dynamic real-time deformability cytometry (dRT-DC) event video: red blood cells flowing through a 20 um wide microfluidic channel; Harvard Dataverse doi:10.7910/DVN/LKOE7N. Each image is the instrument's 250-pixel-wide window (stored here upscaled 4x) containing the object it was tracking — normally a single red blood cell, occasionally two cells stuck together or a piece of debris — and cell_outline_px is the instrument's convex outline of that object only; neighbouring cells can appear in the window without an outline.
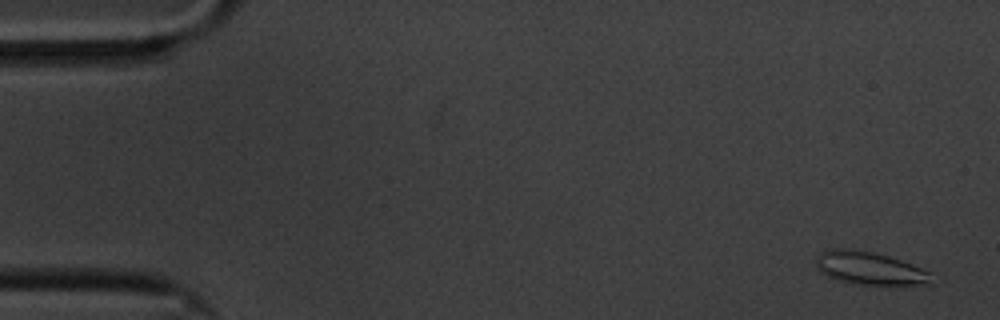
{"species": "common noctule bat (a hibernating species)", "species_latin": "Nyctalus noctula", "temperature_condition": "cold", "stored_images_in_passage": 17, "camera_frame_rate_fps": 3000, "um_per_image_px": 0.085, "animal": {"sex": "male", "body_mass_g": 20.1, "forearm_length_mm": 53.5}, "frame": {"image": 1, "passage_image": 1, "time_ms": 0.0, "image_size_px": [1000, 320], "cell_outline_px": [[932, 284], [860, 284], [840, 280], [828, 276], [816, 268], [816, 256], [820, 252], [836, 248], [848, 248], [872, 252], [888, 256], [900, 260], [932, 272]], "centroid_in_image_um": [73.92, 22.79], "position_along_channel_um": 11.1, "area_um2": 21.85}}
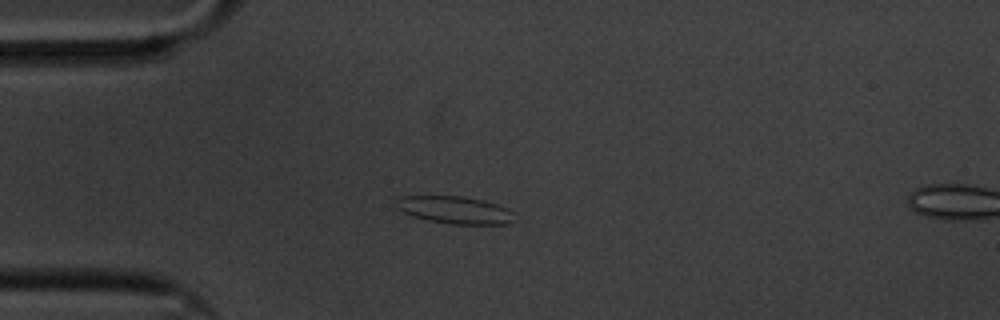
{"frame": {"image": 2, "passage_image": 14, "time_ms": 4.333, "image_size_px": [1000, 320], "cell_outline_px": [[516, 220], [508, 224], [452, 224], [428, 220], [412, 216], [396, 208], [396, 196], [464, 196], [484, 200], [508, 208], [512, 212]], "centroid_in_image_um": [38.67, 17.84], "position_along_channel_um": 46.3, "area_um2": 19.07}}